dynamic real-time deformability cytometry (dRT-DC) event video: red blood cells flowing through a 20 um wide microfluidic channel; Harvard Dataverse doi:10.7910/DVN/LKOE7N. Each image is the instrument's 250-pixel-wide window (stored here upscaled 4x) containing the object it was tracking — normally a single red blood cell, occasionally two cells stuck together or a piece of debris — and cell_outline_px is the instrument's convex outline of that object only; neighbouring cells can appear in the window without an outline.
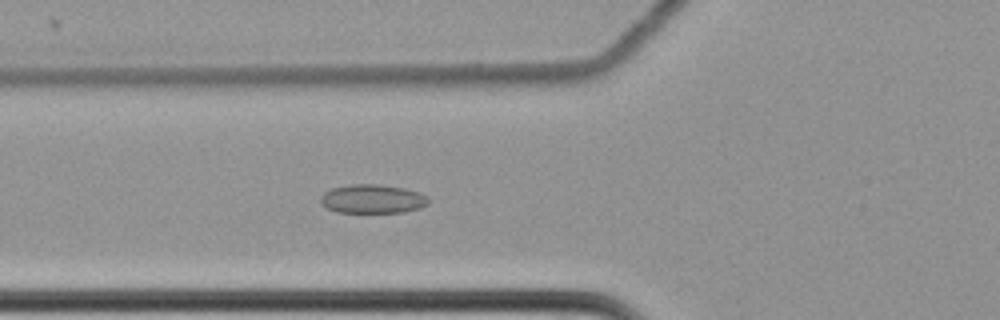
{"species": "common noctule bat (a hibernating species)", "species_latin": "Nyctalus noctula", "temperature_condition": "cold", "stored_images_in_passage": 60, "camera_frame_rate_fps": 3000, "um_per_image_px": 0.085, "animal": {"sex": "female", "body_mass_g": 22.7, "forearm_length_mm": 54.2}, "frame": {"image": 1, "passage_image": 23, "time_ms": 7.333, "image_size_px": [1000, 320], "cell_outline_px": [[428, 204], [420, 208], [404, 212], [336, 212], [320, 204], [320, 196], [324, 192], [332, 188], [348, 184], [376, 184], [404, 188], [420, 192], [428, 196]], "centroid_in_image_um": [31.65, 16.9], "position_along_channel_um": 94.1, "area_um2": 18.26}}
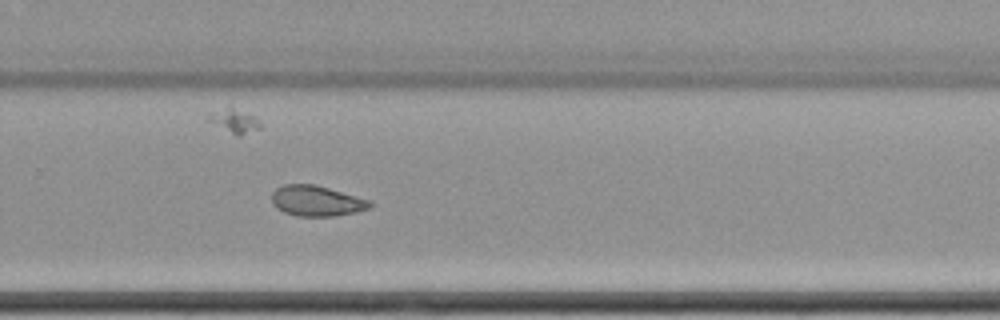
{"frame": {"image": 2, "passage_image": 41, "time_ms": 13.333, "image_size_px": [1000, 320], "cell_outline_px": [[372, 204], [368, 208], [356, 212], [336, 216], [296, 216], [284, 212], [276, 208], [272, 204], [272, 192], [276, 188], [284, 184], [312, 184], [328, 188], [372, 200]], "centroid_in_image_um": [26.89, 17.08], "position_along_channel_um": 302.9, "area_um2": 17.51}}
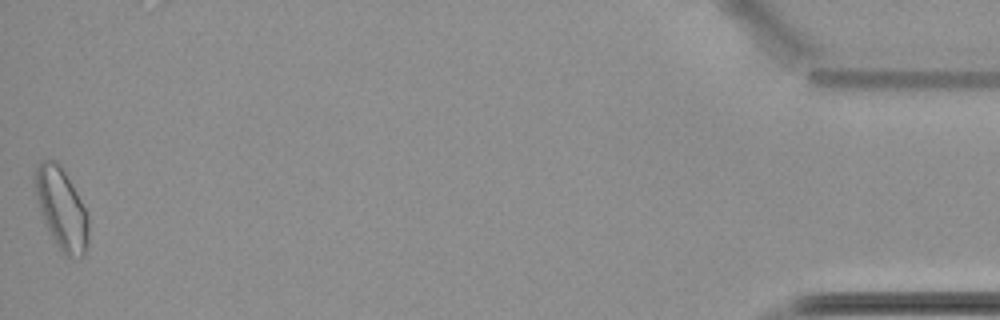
{"frame": {"image": 3, "passage_image": 60, "time_ms": 19.667, "image_size_px": [1000, 320], "cell_outline_px": [[88, 244], [84, 256], [68, 256], [60, 248], [52, 236], [40, 216], [32, 176], [40, 160], [56, 160], [60, 164], [76, 192], [88, 216]], "centroid_in_image_um": [5.19, 17.69], "position_along_channel_um": 430.0, "area_um2": 25.14}, "authors_computed_cell_mechanics": {"area_um2": 18.5827, "velocity_mm_per_s": 3.4816, "shape_relaxation_time_tau1_ms": null, "shape_relaxation_time_tau2_ms": 2.9057, "deformation_change_tau1": null, "deformation_change_tau2": 0.0691}}